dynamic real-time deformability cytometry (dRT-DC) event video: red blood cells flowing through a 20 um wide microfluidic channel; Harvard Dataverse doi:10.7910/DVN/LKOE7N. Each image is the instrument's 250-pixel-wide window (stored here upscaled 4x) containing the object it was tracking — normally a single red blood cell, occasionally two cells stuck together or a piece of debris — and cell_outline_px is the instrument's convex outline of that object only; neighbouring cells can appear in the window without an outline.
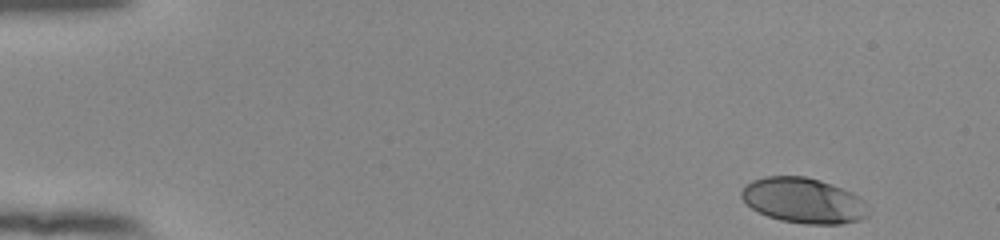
{"species": "human", "species_latin": "Homo sapiens", "temperature_condition": "room temperature", "stored_images_in_passage": 51, "camera_frame_rate_fps": 3000, "um_per_image_px": 0.085, "donor": {"sex": "female"}, "frame": {"image": 1, "passage_image": 1, "time_ms": 0.0, "image_size_px": [1000, 240], "cell_outline_px": [[868, 216], [860, 220], [840, 224], [804, 224], [780, 220], [768, 216], [752, 208], [740, 196], [740, 192], [752, 180], [764, 176], [804, 176], [820, 180], [832, 184], [852, 192], [864, 200]], "centroid_in_image_um": [68.3, 17.04], "position_along_channel_um": 16.7, "area_um2": 33.41}}
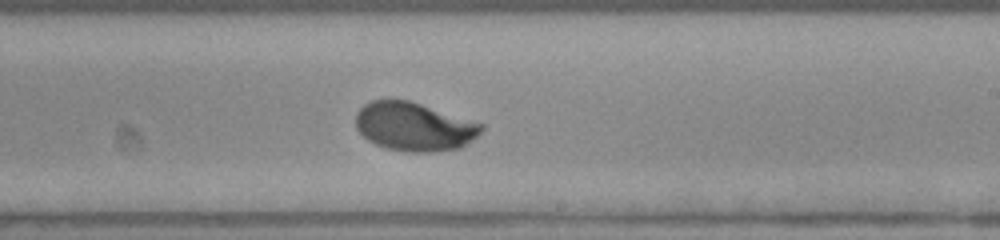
{"frame": {"image": 2, "passage_image": 30, "time_ms": 9.667, "image_size_px": [1000, 240], "cell_outline_px": [[484, 128], [472, 140], [460, 148], [432, 152], [408, 152], [388, 148], [376, 144], [368, 140], [356, 128], [356, 112], [364, 104], [372, 100], [408, 100], [484, 124]], "centroid_in_image_um": [35.19, 10.77], "position_along_channel_um": 253.8, "area_um2": 35.32}}
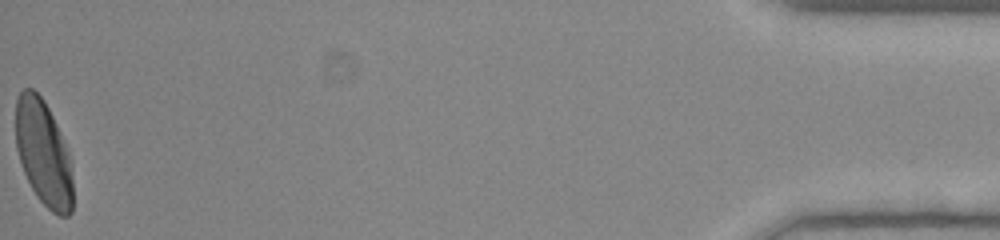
{"frame": {"image": 3, "passage_image": 51, "time_ms": 16.667, "image_size_px": [1000, 240], "cell_outline_px": [[72, 212], [68, 216], [60, 216], [52, 212], [36, 196], [24, 172], [16, 148], [16, 100], [20, 92], [24, 88], [32, 88], [44, 100], [60, 132], [68, 152], [72, 180]], "centroid_in_image_um": [3.68, 13.02], "position_along_channel_um": 431.5, "area_um2": 34.8}, "authors_computed_cell_mechanics": {"area_um2": 34.7956, "velocity_mm_per_s": 3.8316, "shape_relaxation_time_tau1_ms": 2.901, "shape_relaxation_time_tau2_ms": null, "deformation_change_tau1": 0.181, "deformation_change_tau2": null}}